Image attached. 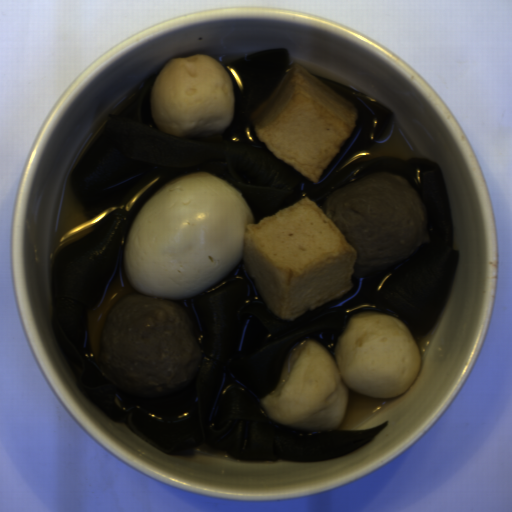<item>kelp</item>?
I'll list each match as a JSON object with an SVG mask.
<instances>
[{
    "mask_svg": "<svg viewBox=\"0 0 512 512\" xmlns=\"http://www.w3.org/2000/svg\"><path fill=\"white\" fill-rule=\"evenodd\" d=\"M290 60L288 49H264L225 65L233 88L231 122L220 134L200 139L161 132L151 107L156 78L149 80L123 110L108 114L102 133L70 176L93 230L54 255L53 331L84 395L162 453L203 444L256 462L303 463L357 450L388 420L368 430L307 431L272 421L260 399L276 388L291 348L303 339L321 343L336 361L338 339L359 313L388 314L412 337L423 334L440 313L458 270L450 203L438 165L391 155L356 161L379 143L394 116L381 101L315 78L358 108L351 133L315 184L259 138L251 115L279 88ZM375 171L394 172L417 190L429 242L394 269L353 277L348 293L289 322L265 305L241 260L209 289L170 299L189 317L202 347L191 385L146 401L128 399L109 386L91 353L88 313L122 261L132 221L159 189L188 175L219 177L236 187L257 223L309 196L321 210L328 193Z\"/></svg>",
    "mask_w": 512,
    "mask_h": 512,
    "instance_id": "kelp-1",
    "label": "kelp"
}]
</instances>
